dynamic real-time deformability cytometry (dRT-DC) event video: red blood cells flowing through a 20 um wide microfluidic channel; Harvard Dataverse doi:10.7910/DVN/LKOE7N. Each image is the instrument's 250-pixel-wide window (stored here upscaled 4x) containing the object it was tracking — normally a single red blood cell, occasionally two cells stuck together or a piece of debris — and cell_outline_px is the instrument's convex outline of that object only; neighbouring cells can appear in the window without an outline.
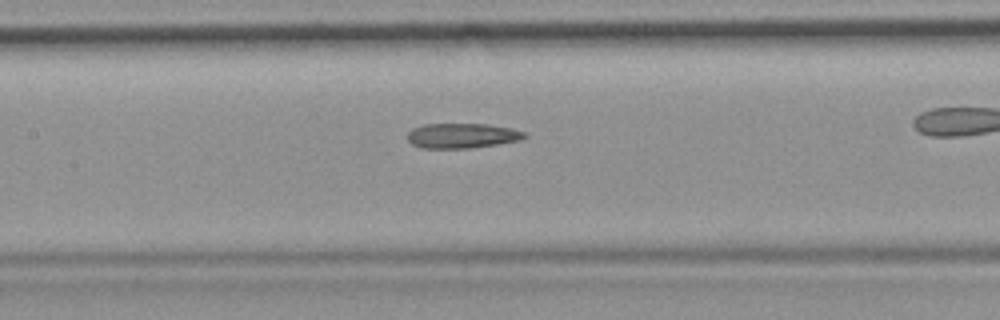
{"species": "common noctule bat (a hibernating species)", "species_latin": "Nyctalus noctula", "temperature_condition": "room temperature", "stored_images_in_passage": 40, "camera_frame_rate_fps": 3000, "um_per_image_px": 0.085, "animal": {"sex": "female", "body_mass_g": 19.9}, "frame": {"image": 1, "passage_image": 23, "time_ms": 7.333, "image_size_px": [1000, 320], "cell_outline_px": [[528, 136], [520, 140], [496, 144], [468, 148], [420, 148], [412, 144], [408, 140], [408, 132], [412, 128], [424, 124], [488, 124], [512, 128], [524, 132]], "centroid_in_image_um": [39.26, 11.53], "position_along_channel_um": 168.1, "area_um2": 16.99}}